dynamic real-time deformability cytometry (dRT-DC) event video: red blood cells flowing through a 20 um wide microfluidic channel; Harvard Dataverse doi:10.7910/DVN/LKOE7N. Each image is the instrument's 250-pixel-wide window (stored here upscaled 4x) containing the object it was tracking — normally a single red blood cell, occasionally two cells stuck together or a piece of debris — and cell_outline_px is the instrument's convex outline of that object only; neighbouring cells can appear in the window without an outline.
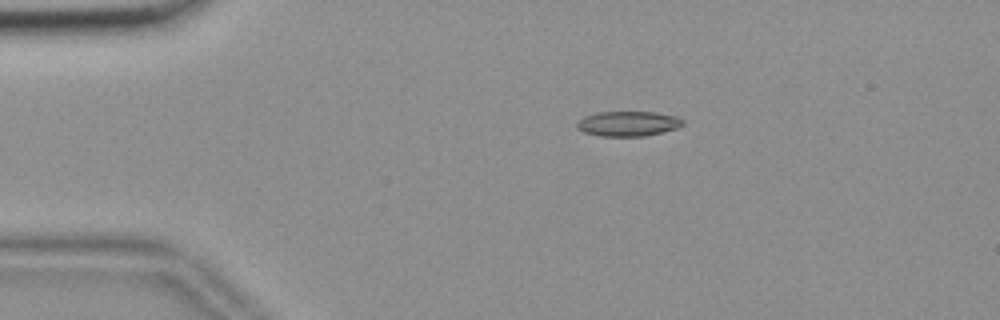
{"species": "common noctule bat (a hibernating species)", "species_latin": "Nyctalus noctula", "temperature_condition": "room temperature", "stored_images_in_passage": 47, "camera_frame_rate_fps": 3000, "um_per_image_px": 0.085, "animal": {"sex": "female", "body_mass_g": 18.4}, "frame": {"image": 1, "passage_image": 3, "time_ms": 0.667, "image_size_px": [1000, 320], "cell_outline_px": [[684, 124], [676, 128], [644, 136], [600, 136], [584, 132], [576, 128], [576, 120], [584, 116], [596, 112], [656, 112], [680, 116], [684, 120]], "centroid_in_image_um": [53.37, 10.5], "position_along_channel_um": 31.6, "area_um2": 15.61}}
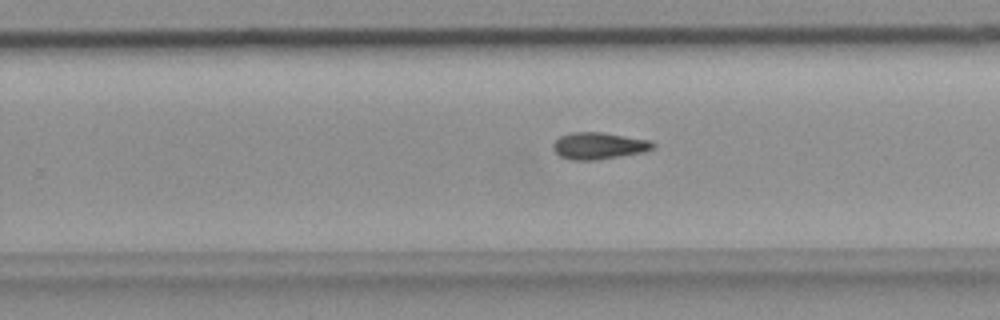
{"frame": {"image": 2, "passage_image": 27, "time_ms": 8.667, "image_size_px": [1000, 320], "cell_outline_px": [[656, 144], [652, 148], [644, 152], [596, 160], [568, 160], [560, 156], [552, 148], [552, 144], [560, 136], [572, 132], [600, 132], [652, 140]], "centroid_in_image_um": [50.89, 12.39], "position_along_channel_um": 278.9, "area_um2": 15.66}}
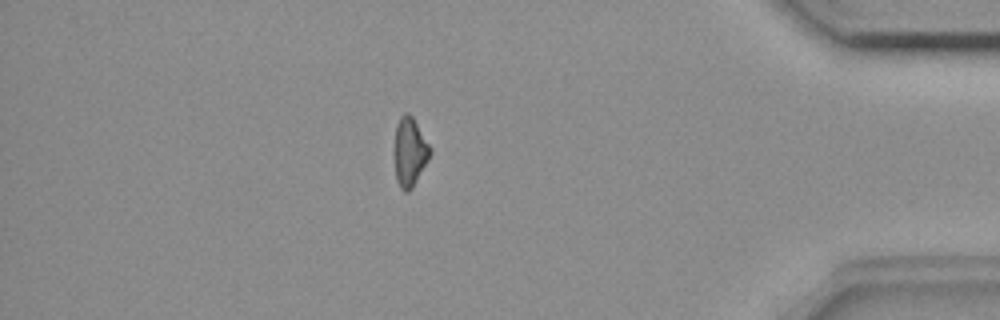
{"frame": {"image": 3, "passage_image": 40, "time_ms": 13.0, "image_size_px": [1000, 320], "cell_outline_px": [[432, 152], [428, 160], [412, 188], [408, 192], [404, 192], [400, 188], [396, 180], [392, 152], [392, 148], [396, 124], [400, 116], [404, 112], [408, 112], [412, 116], [432, 148]], "centroid_in_image_um": [34.78, 12.9], "position_along_channel_um": 400.4, "area_um2": 14.97}}